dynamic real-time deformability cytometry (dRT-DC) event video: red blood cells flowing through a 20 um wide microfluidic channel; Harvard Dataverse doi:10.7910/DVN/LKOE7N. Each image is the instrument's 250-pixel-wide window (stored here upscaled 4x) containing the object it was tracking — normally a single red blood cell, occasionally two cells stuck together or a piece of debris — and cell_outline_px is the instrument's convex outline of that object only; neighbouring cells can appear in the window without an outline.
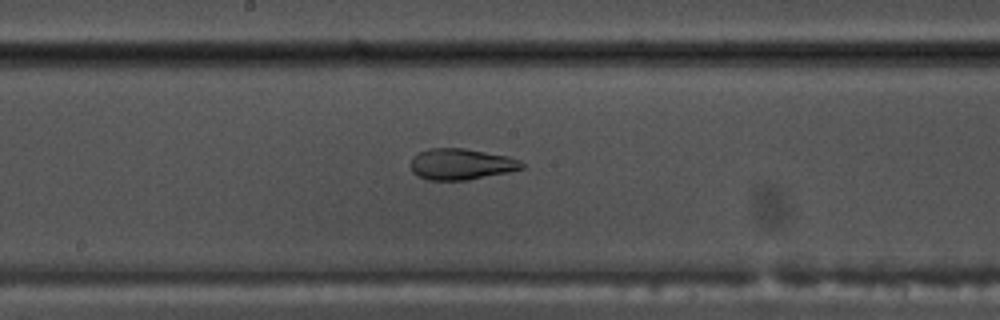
{"species": "common noctule bat (a hibernating species)", "species_latin": "Nyctalus noctula", "temperature_condition": "warm", "stored_images_in_passage": 53, "camera_frame_rate_fps": 3000, "um_per_image_px": 0.085, "animal": {"sex": "male", "body_mass_g": 17.5, "forearm_length_mm": 52.3}, "frame": {"image": 1, "passage_image": 28, "time_ms": 9.0, "image_size_px": [1000, 320], "cell_outline_px": [[524, 168], [508, 172], [468, 180], [428, 180], [412, 172], [412, 156], [428, 148], [464, 148], [508, 156], [520, 160], [524, 164]], "centroid_in_image_um": [39.21, 13.95], "position_along_channel_um": 209.0, "area_um2": 20.11}}
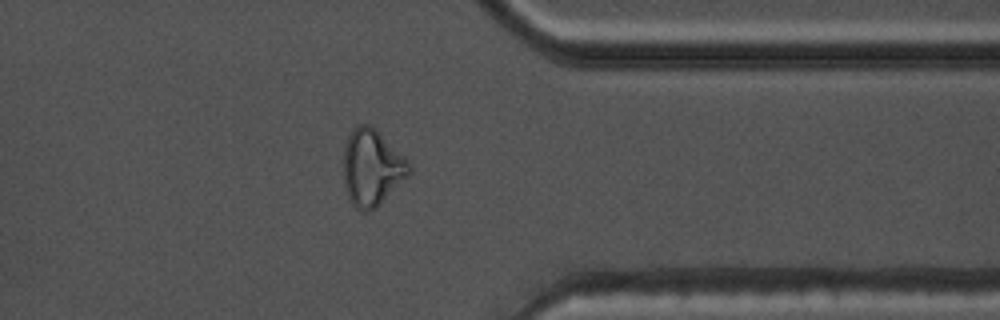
{"frame": {"image": 2, "passage_image": 42, "time_ms": 13.667, "image_size_px": [1000, 320], "cell_outline_px": [[412, 172], [376, 208], [368, 212], [364, 212], [356, 208], [352, 204], [348, 196], [344, 184], [344, 144], [348, 136], [360, 124], [368, 124], [376, 128], [408, 160], [412, 168]], "centroid_in_image_um": [31.62, 14.26], "position_along_channel_um": 379.8, "area_um2": 29.25}}
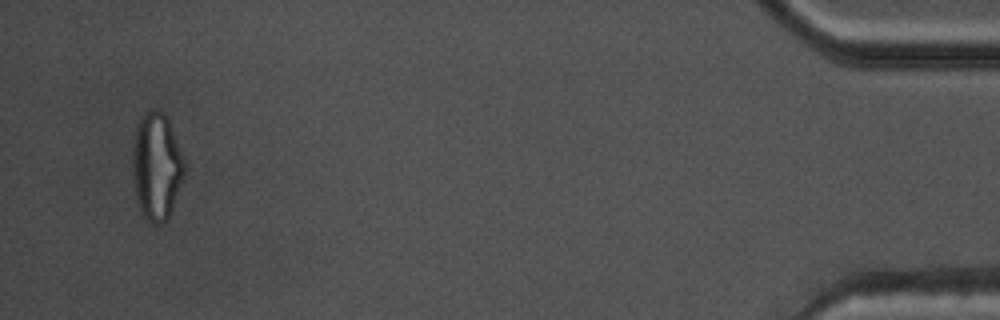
{"frame": {"image": 3, "passage_image": 51, "time_ms": 16.667, "image_size_px": [1000, 320], "cell_outline_px": [[184, 176], [168, 220], [164, 224], [152, 224], [144, 216], [140, 208], [136, 196], [132, 172], [132, 144], [136, 128], [140, 116], [144, 112], [152, 108], [156, 108], [164, 112], [168, 120], [184, 156]], "centroid_in_image_um": [13.3, 14.11], "position_along_channel_um": 421.9, "area_um2": 32.83}, "authors_computed_cell_mechanics": {"area_um2": 24.854, "velocity_mm_per_s": 3.826, "shape_relaxation_time_tau1_ms": 11.3101, "shape_relaxation_time_tau2_ms": 1.7928, "deformation_change_tau1": 0.3183, "deformation_change_tau2": 0.0955}}